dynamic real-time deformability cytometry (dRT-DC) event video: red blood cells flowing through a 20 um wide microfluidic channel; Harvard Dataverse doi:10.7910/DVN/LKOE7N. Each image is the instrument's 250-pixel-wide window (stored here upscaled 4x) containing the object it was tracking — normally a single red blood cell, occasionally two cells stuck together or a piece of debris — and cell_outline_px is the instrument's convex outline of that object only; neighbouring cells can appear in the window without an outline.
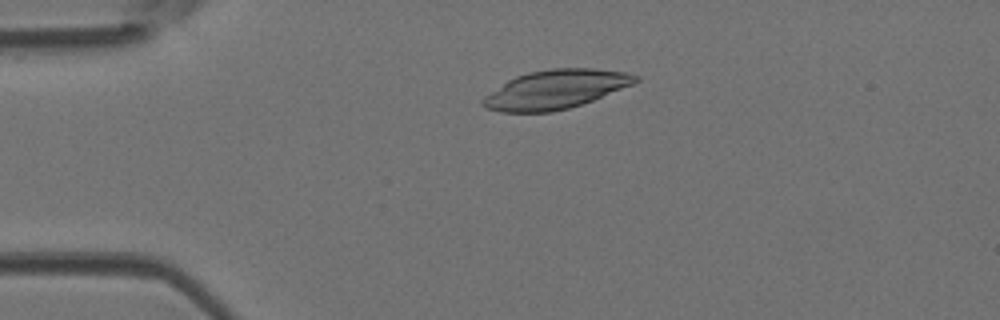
{"species": "Egyptian fruit bat (a non-hibernating species)", "species_latin": "Rousettus aegyptiacus", "temperature_condition": "room temperature", "stored_images_in_passage": 40, "camera_frame_rate_fps": 3000, "um_per_image_px": 0.085, "animal": {"sex": "female"}, "frame": {"image": 1, "passage_image": 3, "time_ms": 0.667, "image_size_px": [1000, 320], "cell_outline_px": [[640, 80], [632, 84], [592, 100], [568, 108], [552, 112], [500, 112], [484, 108], [480, 104], [480, 100], [484, 96], [508, 80], [516, 76], [528, 72], [552, 68], [596, 68], [624, 72], [640, 76]], "centroid_in_image_um": [47.18, 7.6], "position_along_channel_um": 37.8, "area_um2": 34.45}}